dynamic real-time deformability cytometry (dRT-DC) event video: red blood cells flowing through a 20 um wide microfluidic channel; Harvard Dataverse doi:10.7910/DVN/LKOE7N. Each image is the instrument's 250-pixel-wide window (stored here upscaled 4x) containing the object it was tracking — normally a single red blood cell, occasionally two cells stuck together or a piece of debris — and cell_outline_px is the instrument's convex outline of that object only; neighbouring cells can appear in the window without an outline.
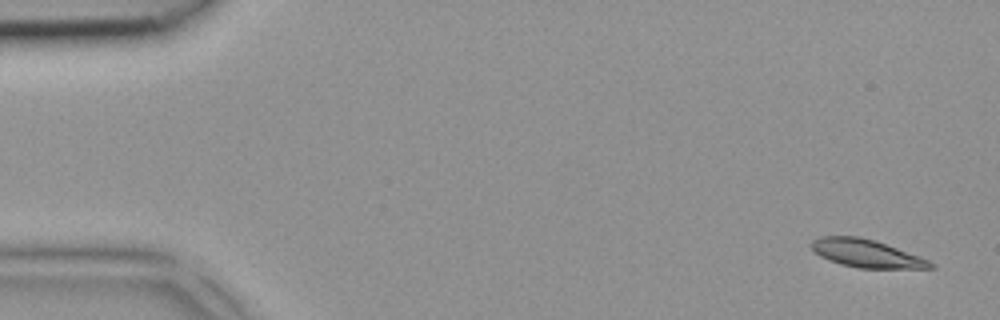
{"species": "common noctule bat (a hibernating species)", "species_latin": "Nyctalus noctula", "temperature_condition": "room temperature", "stored_images_in_passage": 4, "camera_frame_rate_fps": 3000, "um_per_image_px": 0.085, "animal": {"sex": "female", "body_mass_g": 18.4}, "frame": {"image": 1, "passage_image": 1, "time_ms": 0.0, "image_size_px": [1000, 320], "cell_outline_px": [[936, 268], [860, 268], [840, 264], [828, 260], [820, 256], [808, 244], [812, 240], [820, 236], [860, 236], [876, 240], [920, 256], [936, 264]], "centroid_in_image_um": [73.64, 21.53], "position_along_channel_um": 11.4, "area_um2": 19.54}}
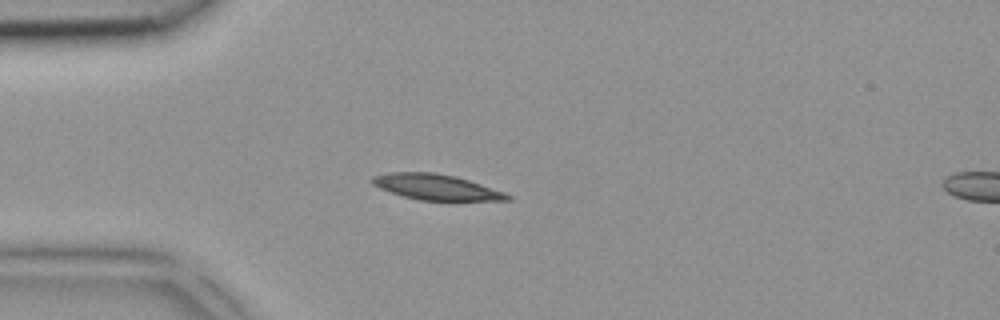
{"frame": {"image": 2, "passage_image": 3, "time_ms": 0.667, "image_size_px": [1000, 320], "cell_outline_px": [[512, 200], [420, 200], [404, 196], [380, 188], [372, 184], [368, 180], [372, 176], [388, 172], [432, 172], [456, 176], [504, 192], [512, 196]], "centroid_in_image_um": [37.03, 15.89], "position_along_channel_um": 48.0, "area_um2": 20.0}}